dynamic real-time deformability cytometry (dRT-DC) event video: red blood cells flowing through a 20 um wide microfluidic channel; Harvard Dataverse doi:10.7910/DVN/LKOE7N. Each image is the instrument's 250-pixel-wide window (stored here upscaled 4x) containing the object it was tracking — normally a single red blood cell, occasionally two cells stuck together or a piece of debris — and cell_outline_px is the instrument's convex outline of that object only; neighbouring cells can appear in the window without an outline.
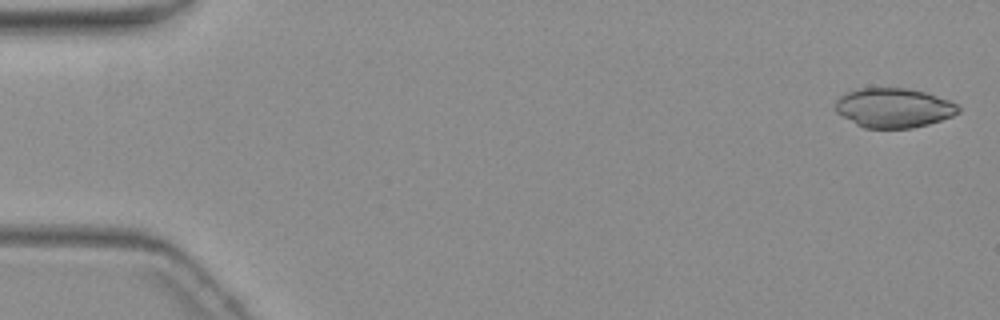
{"species": "common noctule bat (a hibernating species)", "species_latin": "Nyctalus noctula", "temperature_condition": "warm", "stored_images_in_passage": 5, "camera_frame_rate_fps": 3000, "um_per_image_px": 0.085, "animal": {"sex": "female", "body_mass_g": 19.3, "forearm_length_mm": 54.1}, "frame": {"image": 1, "passage_image": 1, "time_ms": 0.0, "image_size_px": [1000, 320], "cell_outline_px": [[960, 112], [952, 116], [928, 124], [912, 128], [864, 128], [856, 124], [836, 112], [836, 100], [840, 96], [848, 92], [860, 88], [904, 88], [924, 92], [948, 100], [956, 104], [960, 108]], "centroid_in_image_um": [75.96, 9.17], "position_along_channel_um": 9.0, "area_um2": 28.03}}